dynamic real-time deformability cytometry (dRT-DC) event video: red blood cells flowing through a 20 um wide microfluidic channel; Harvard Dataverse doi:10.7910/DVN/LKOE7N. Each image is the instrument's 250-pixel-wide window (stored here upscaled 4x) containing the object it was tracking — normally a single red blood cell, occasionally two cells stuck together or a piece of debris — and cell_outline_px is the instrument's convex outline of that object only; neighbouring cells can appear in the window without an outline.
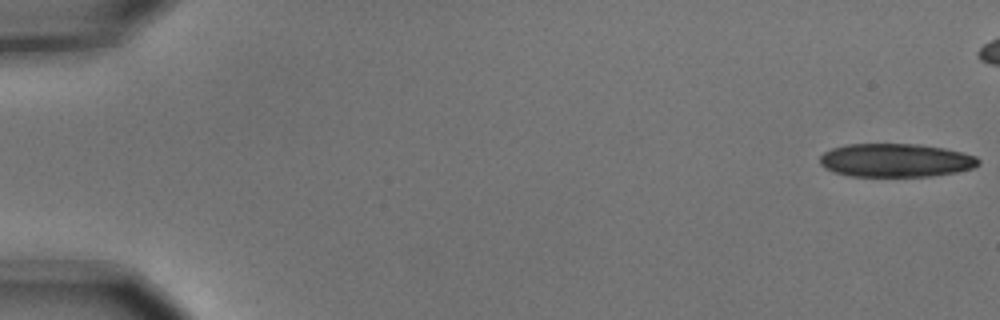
{"species": "common noctule bat (a hibernating species)", "species_latin": "Nyctalus noctula", "temperature_condition": "cold", "stored_images_in_passage": 11, "camera_frame_rate_fps": 3000, "um_per_image_px": 0.085, "animal": {"sex": "male", "body_mass_g": 15.6}, "frame": {"image": 1, "passage_image": 1, "time_ms": 0.0, "image_size_px": [1000, 320], "cell_outline_px": [[980, 164], [972, 168], [956, 172], [932, 176], [848, 176], [832, 172], [824, 168], [820, 164], [820, 156], [824, 152], [832, 148], [848, 144], [920, 144], [944, 148], [976, 156], [980, 160]], "centroid_in_image_um": [76.11, 13.63], "position_along_channel_um": 8.9, "area_um2": 31.04}}
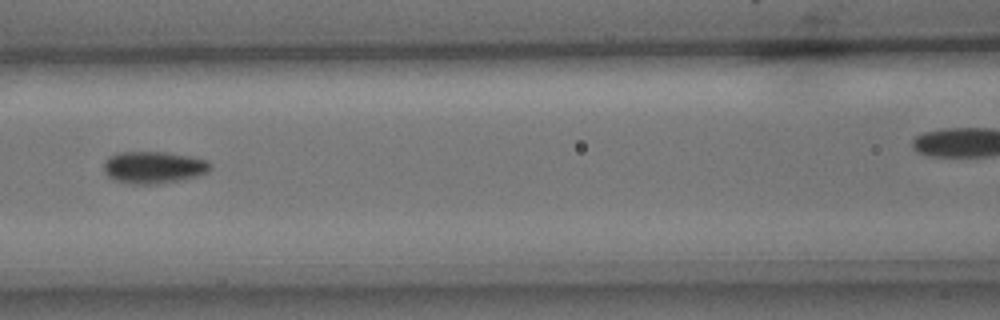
{"frame": {"image": 2, "passage_image": 8, "time_ms": 2.333, "image_size_px": [1000, 320], "cell_outline_px": [[212, 168], [208, 172], [196, 176], [180, 180], [156, 184], [132, 184], [116, 180], [108, 176], [104, 172], [104, 160], [108, 156], [120, 152], [164, 152], [192, 156], [208, 160], [212, 164]], "centroid_in_image_um": [13.07, 14.22], "position_along_channel_um": 153.5, "area_um2": 20.06}}
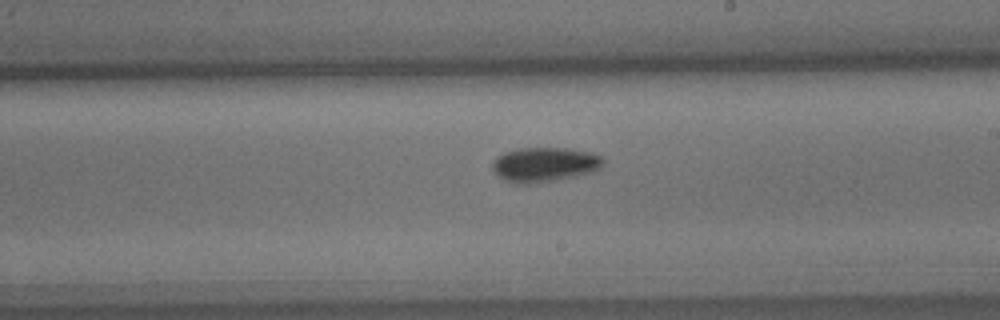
{"frame": {"image": 3, "passage_image": 11, "time_ms": 3.333, "image_size_px": [1000, 320], "cell_outline_px": [[604, 164], [600, 168], [592, 172], [576, 176], [556, 180], [528, 184], [516, 184], [504, 180], [492, 172], [492, 160], [496, 156], [504, 152], [516, 148], [568, 148], [592, 152], [604, 156]], "centroid_in_image_um": [46.27, 13.98], "position_along_channel_um": 242.7, "area_um2": 22.83}}